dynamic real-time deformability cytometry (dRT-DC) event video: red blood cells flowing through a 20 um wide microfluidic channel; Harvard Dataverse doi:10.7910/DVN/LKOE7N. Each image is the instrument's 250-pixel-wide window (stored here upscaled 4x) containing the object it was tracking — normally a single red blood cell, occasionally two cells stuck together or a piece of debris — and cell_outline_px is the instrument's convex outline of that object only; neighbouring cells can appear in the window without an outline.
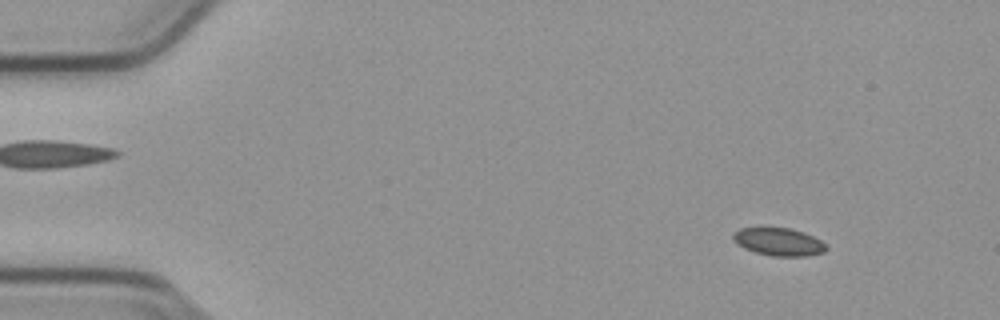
{"species": "common noctule bat (a hibernating species)", "species_latin": "Nyctalus noctula", "temperature_condition": "cold", "stored_images_in_passage": 54, "camera_frame_rate_fps": 3000, "um_per_image_px": 0.085, "animal": {"sex": "male", "body_mass_g": 23.1, "forearm_length_mm": 52.7}, "frame": {"image": 1, "passage_image": 6, "time_ms": 1.667, "image_size_px": [1000, 320], "cell_outline_px": [[828, 248], [824, 252], [808, 256], [772, 256], [756, 252], [744, 248], [736, 244], [732, 236], [740, 228], [764, 224], [788, 228], [804, 232], [828, 244]], "centroid_in_image_um": [66.17, 20.51], "position_along_channel_um": 18.8, "area_um2": 15.72}}
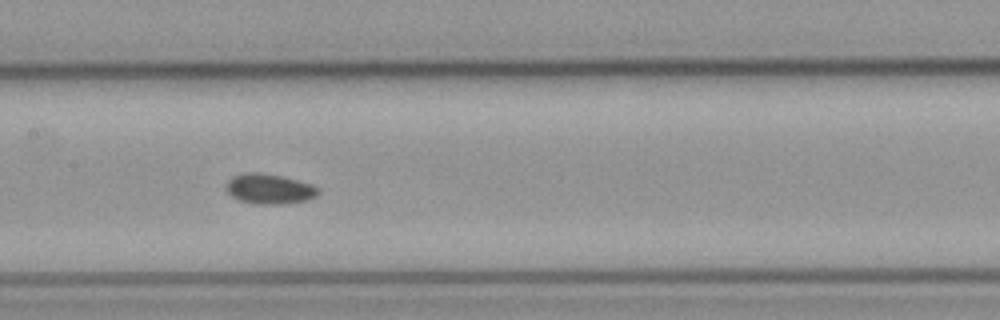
{"frame": {"image": 2, "passage_image": 27, "time_ms": 8.667, "image_size_px": [1000, 320], "cell_outline_px": [[320, 192], [316, 196], [308, 200], [284, 204], [256, 204], [240, 200], [232, 196], [224, 188], [228, 180], [232, 176], [248, 172], [256, 172], [284, 176], [312, 184], [320, 188]], "centroid_in_image_um": [22.92, 16.05], "position_along_channel_um": 184.5, "area_um2": 16.36}}
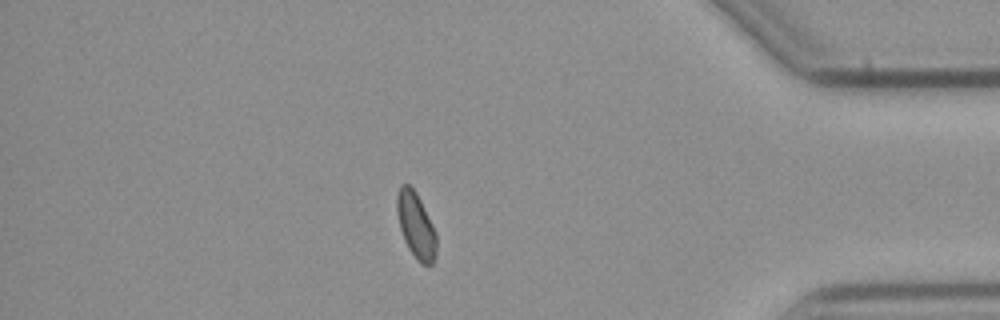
{"frame": {"image": 3, "passage_image": 47, "time_ms": 15.333, "image_size_px": [1000, 320], "cell_outline_px": [[436, 256], [432, 264], [420, 264], [408, 248], [404, 240], [400, 228], [396, 212], [396, 196], [400, 184], [408, 184], [416, 192], [436, 232]], "centroid_in_image_um": [35.33, 19.16], "position_along_channel_um": 399.9, "area_um2": 15.14}, "authors_computed_cell_mechanics": {"area_um2": 15.2881, "velocity_mm_per_s": 3.7891, "shape_relaxation_time_tau1_ms": 2.1396, "shape_relaxation_time_tau2_ms": 5.6356, "deformation_change_tau1": 0.0525, "deformation_change_tau2": 0.0825}}